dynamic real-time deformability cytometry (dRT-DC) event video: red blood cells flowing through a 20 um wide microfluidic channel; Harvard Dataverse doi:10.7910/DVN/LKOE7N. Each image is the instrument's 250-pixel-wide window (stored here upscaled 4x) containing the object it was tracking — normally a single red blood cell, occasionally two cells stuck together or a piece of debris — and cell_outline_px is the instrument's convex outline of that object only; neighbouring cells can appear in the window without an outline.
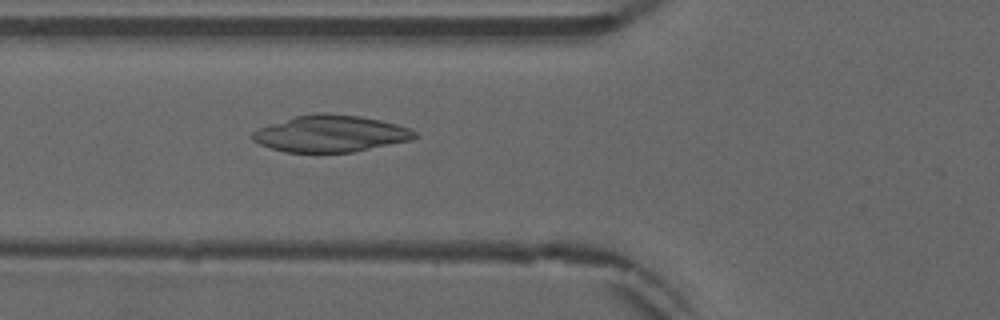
{"species": "common noctule bat (a hibernating species)", "species_latin": "Nyctalus noctula", "temperature_condition": "warm", "stored_images_in_passage": 53, "camera_frame_rate_fps": 3000, "um_per_image_px": 0.085, "animal": {"sex": "male", "forearm_length_mm": 52.5}, "frame": {"image": 1, "passage_image": 20, "time_ms": 6.333, "image_size_px": [1000, 320], "cell_outline_px": [[416, 136], [412, 140], [352, 152], [284, 152], [260, 144], [252, 140], [252, 132], [260, 128], [296, 116], [320, 112], [324, 112], [360, 116], [380, 120], [396, 124], [408, 128], [416, 132]], "centroid_in_image_um": [28.11, 11.36], "position_along_channel_um": 97.7, "area_um2": 34.33}}
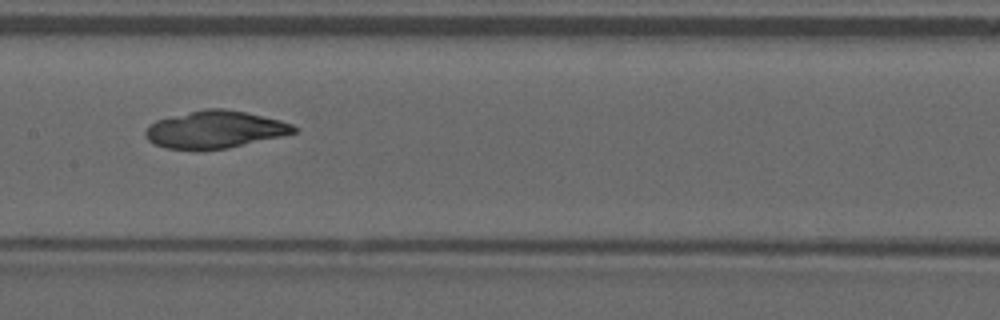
{"frame": {"image": 2, "passage_image": 27, "time_ms": 8.667, "image_size_px": [1000, 320], "cell_outline_px": [[296, 132], [280, 136], [228, 148], [164, 148], [148, 140], [144, 136], [144, 132], [156, 120], [204, 108], [224, 108], [244, 112], [280, 120], [292, 124], [296, 128]], "centroid_in_image_um": [18.26, 10.99], "position_along_channel_um": 189.1, "area_um2": 31.56}}
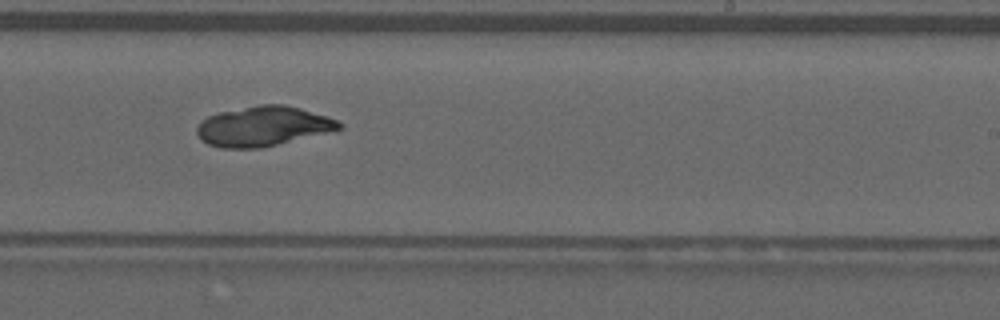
{"frame": {"image": 3, "passage_image": 33, "time_ms": 10.667, "image_size_px": [1000, 320], "cell_outline_px": [[344, 128], [260, 148], [224, 148], [208, 144], [200, 140], [196, 132], [196, 128], [200, 120], [208, 116], [220, 112], [260, 104], [284, 104], [300, 108], [328, 116], [344, 124]], "centroid_in_image_um": [22.34, 10.72], "position_along_channel_um": 266.7, "area_um2": 32.95}}